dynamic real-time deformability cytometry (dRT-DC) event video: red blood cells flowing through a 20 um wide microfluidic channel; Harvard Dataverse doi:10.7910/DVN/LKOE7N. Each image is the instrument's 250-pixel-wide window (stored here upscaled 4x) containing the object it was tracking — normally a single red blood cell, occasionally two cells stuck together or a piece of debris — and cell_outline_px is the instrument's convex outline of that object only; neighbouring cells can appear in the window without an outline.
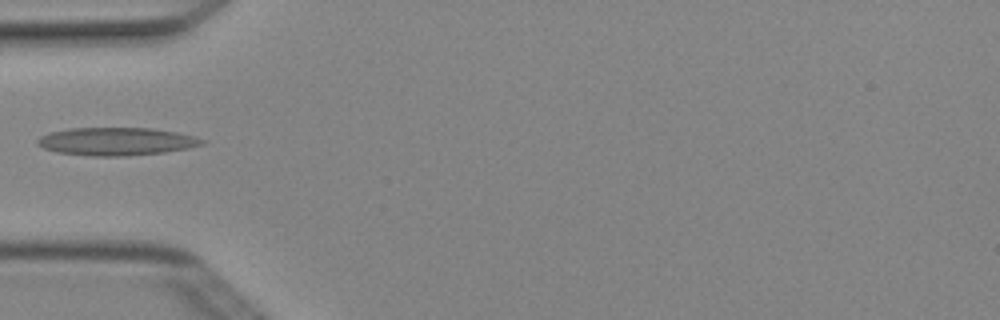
{"species": "Egyptian fruit bat (a non-hibernating species)", "species_latin": "Rousettus aegyptiacus", "temperature_condition": "cold", "stored_images_in_passage": 1, "camera_frame_rate_fps": 3000, "um_per_image_px": 0.085, "animal": {"sex": "female"}, "frame": {"image": 1, "passage_image": 1, "time_ms": 0.0, "image_size_px": [1000, 320], "cell_outline_px": [[208, 140], [204, 144], [188, 148], [164, 152], [128, 156], [92, 156], [56, 152], [44, 148], [36, 144], [36, 140], [40, 136], [48, 132], [68, 128], [152, 128], [176, 132]], "centroid_in_image_um": [9.87, 12.02], "position_along_channel_um": 75.1, "area_um2": 26.93}}